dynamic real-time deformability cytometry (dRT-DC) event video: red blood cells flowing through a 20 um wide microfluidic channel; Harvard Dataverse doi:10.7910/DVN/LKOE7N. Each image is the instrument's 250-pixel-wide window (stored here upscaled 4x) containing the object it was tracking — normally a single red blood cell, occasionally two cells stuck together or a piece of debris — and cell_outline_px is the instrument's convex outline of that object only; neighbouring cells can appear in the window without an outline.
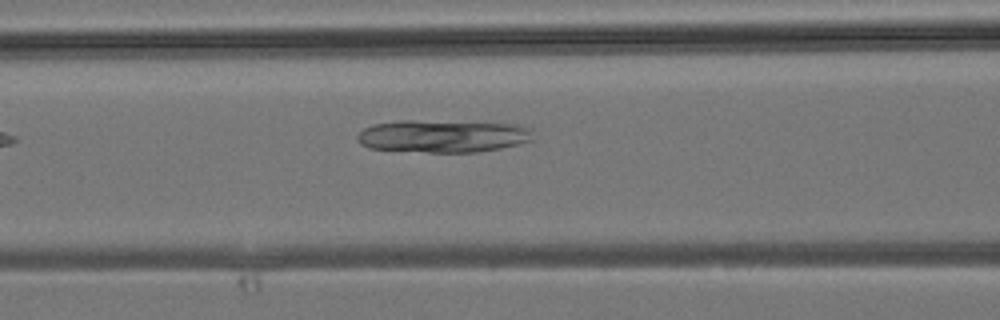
{"species": "common noctule bat (a hibernating species)", "species_latin": "Nyctalus noctula", "temperature_condition": "room temperature", "stored_images_in_passage": 5, "camera_frame_rate_fps": 3000, "um_per_image_px": 0.085, "animal": {"sex": "male", "body_mass_g": 19.2, "forearm_length_mm": 51.8}, "frame": {"image": 1, "passage_image": 5, "time_ms": 1.333, "image_size_px": [1000, 320], "cell_outline_px": [[532, 140], [520, 144], [500, 148], [476, 152], [428, 152], [368, 148], [360, 144], [356, 136], [364, 128], [372, 124], [396, 120], [412, 120], [516, 124], [532, 128]], "centroid_in_image_um": [37.63, 11.56], "position_along_channel_um": 129.0, "area_um2": 33.47}}